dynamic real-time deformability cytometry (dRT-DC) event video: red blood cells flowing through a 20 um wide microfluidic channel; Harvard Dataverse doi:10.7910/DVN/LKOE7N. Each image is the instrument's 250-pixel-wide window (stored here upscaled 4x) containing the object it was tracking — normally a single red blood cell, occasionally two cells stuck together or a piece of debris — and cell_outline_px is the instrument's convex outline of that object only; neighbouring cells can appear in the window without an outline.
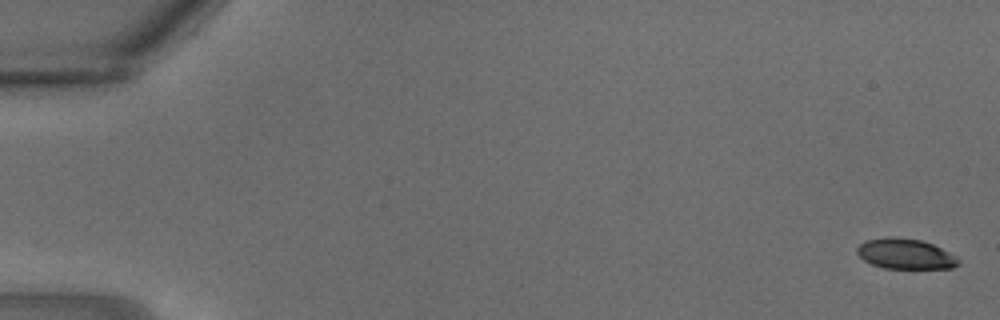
{"species": "common noctule bat (a hibernating species)", "species_latin": "Nyctalus noctula", "temperature_condition": "warm", "stored_images_in_passage": 18, "camera_frame_rate_fps": 3000, "um_per_image_px": 0.085, "animal": {"sex": "male", "body_mass_g": 18.8}, "frame": {"image": 1, "passage_image": 1, "time_ms": 0.0, "image_size_px": [1000, 320], "cell_outline_px": [[960, 264], [952, 268], [884, 268], [872, 264], [864, 260], [856, 252], [856, 248], [864, 240], [888, 236], [896, 236], [920, 240], [932, 244], [956, 256], [960, 260]], "centroid_in_image_um": [76.93, 21.57], "position_along_channel_um": 8.1, "area_um2": 17.98}}
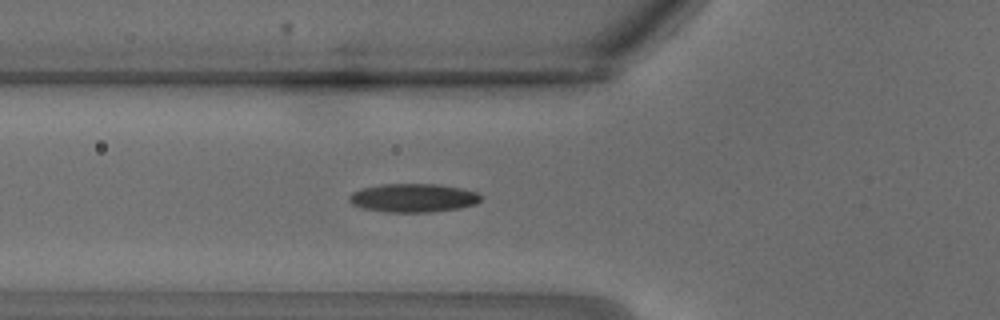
{"frame": {"image": 2, "passage_image": 12, "time_ms": 3.667, "image_size_px": [1000, 320], "cell_outline_px": [[480, 200], [476, 204], [460, 208], [428, 212], [388, 212], [364, 208], [352, 204], [348, 200], [348, 196], [352, 192], [364, 188], [380, 184], [436, 184], [460, 188], [476, 192], [480, 196]], "centroid_in_image_um": [35.1, 16.82], "position_along_channel_um": 90.7, "area_um2": 21.73}}
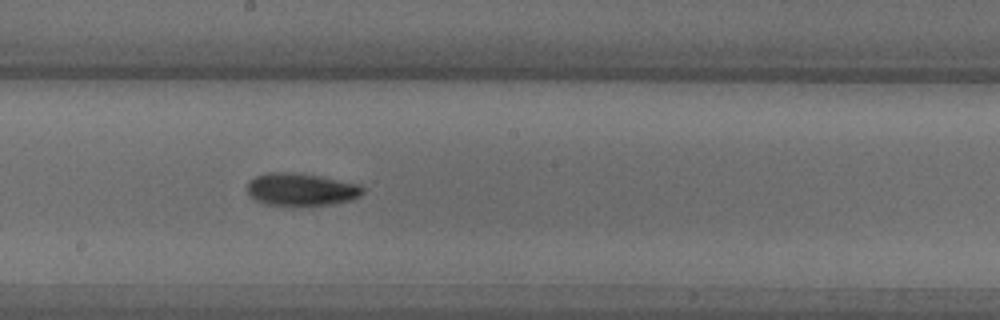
{"frame": {"image": 3, "passage_image": 18, "time_ms": 5.667, "image_size_px": [1000, 320], "cell_outline_px": [[364, 192], [360, 196], [352, 200], [328, 204], [264, 204], [256, 200], [248, 192], [248, 180], [256, 176], [272, 172], [288, 172], [320, 176], [360, 184], [364, 188]], "centroid_in_image_um": [25.62, 16.08], "position_along_channel_um": 222.6, "area_um2": 21.5}}